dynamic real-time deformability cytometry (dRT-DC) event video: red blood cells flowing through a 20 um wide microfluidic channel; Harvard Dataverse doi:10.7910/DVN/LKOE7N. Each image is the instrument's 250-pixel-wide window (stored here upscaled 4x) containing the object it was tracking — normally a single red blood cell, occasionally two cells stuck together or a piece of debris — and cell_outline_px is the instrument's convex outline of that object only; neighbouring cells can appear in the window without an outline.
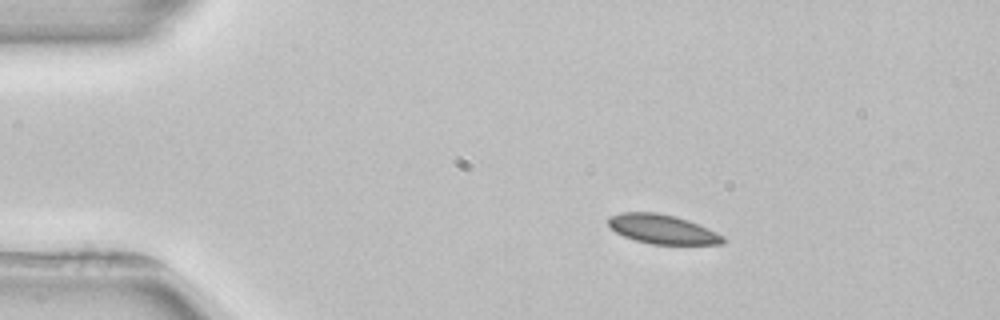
{"species": "common noctule bat (a hibernating species)", "species_latin": "Nyctalus noctula", "temperature_condition": "room temperature", "stored_images_in_passage": 3, "camera_frame_rate_fps": 3000, "um_per_image_px": 0.085, "animal": {"sex": "female", "body_mass_g": 22.7, "forearm_length_mm": 54.2}, "frame": {"image": 1, "passage_image": 1, "time_ms": 0.0, "image_size_px": [1000, 320], "cell_outline_px": [[724, 244], [652, 244], [636, 240], [624, 236], [616, 232], [608, 224], [608, 216], [620, 212], [656, 212], [676, 216], [688, 220], [708, 228], [724, 236]], "centroid_in_image_um": [56.29, 19.47], "position_along_channel_um": 28.7, "area_um2": 19.54}}
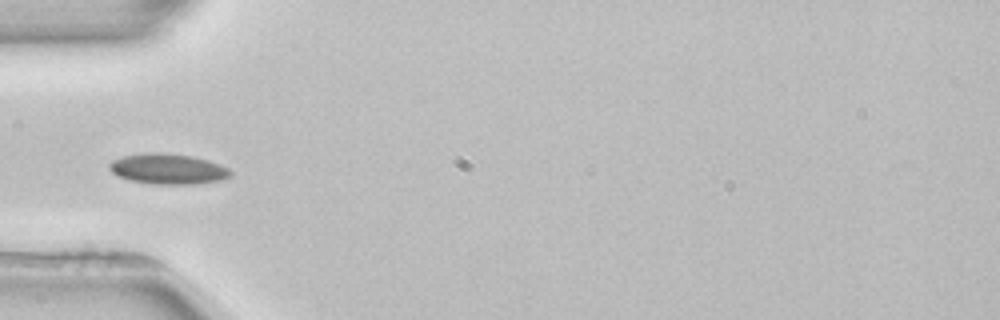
{"frame": {"image": 2, "passage_image": 3, "time_ms": 2.667, "image_size_px": [1000, 320], "cell_outline_px": [[232, 176], [224, 180], [192, 184], [152, 184], [128, 180], [116, 176], [108, 168], [108, 164], [112, 160], [124, 156], [144, 152], [164, 152], [192, 156], [208, 160], [220, 164], [228, 168], [232, 172]], "centroid_in_image_um": [14.27, 14.36], "position_along_channel_um": 70.7, "area_um2": 21.91}}